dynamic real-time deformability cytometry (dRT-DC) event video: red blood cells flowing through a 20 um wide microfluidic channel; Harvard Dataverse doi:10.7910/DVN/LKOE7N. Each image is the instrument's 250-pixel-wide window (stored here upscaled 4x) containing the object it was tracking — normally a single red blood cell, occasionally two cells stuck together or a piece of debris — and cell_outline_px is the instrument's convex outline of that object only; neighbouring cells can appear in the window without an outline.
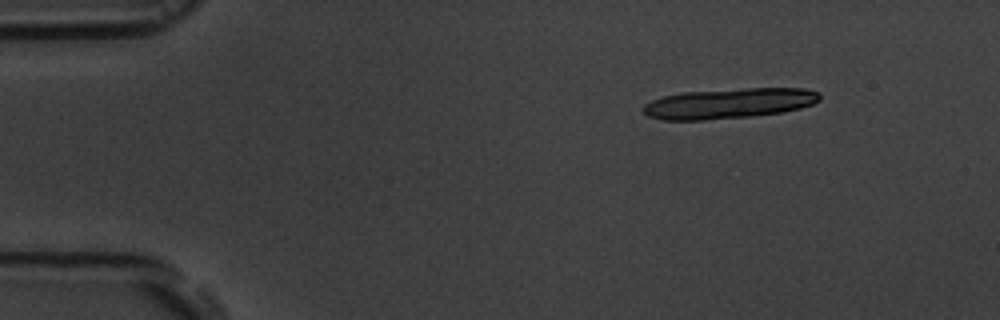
{"species": "common noctule bat (a hibernating species)", "species_latin": "Nyctalus noctula", "temperature_condition": "room temperature", "stored_images_in_passage": 5, "camera_frame_rate_fps": 3000, "um_per_image_px": 0.085, "animal": {"sex": "male", "body_mass_g": 19.5, "forearm_length_mm": 54.6}, "frame": {"image": 1, "passage_image": 2, "time_ms": 1.0, "image_size_px": [1000, 320], "cell_outline_px": [[820, 100], [812, 104], [800, 108], [784, 112], [752, 116], [704, 120], [664, 120], [648, 116], [640, 108], [644, 104], [652, 100], [664, 96], [680, 92], [744, 88], [804, 88], [820, 92]], "centroid_in_image_um": [61.96, 8.78], "position_along_channel_um": 23.0, "area_um2": 31.39}}